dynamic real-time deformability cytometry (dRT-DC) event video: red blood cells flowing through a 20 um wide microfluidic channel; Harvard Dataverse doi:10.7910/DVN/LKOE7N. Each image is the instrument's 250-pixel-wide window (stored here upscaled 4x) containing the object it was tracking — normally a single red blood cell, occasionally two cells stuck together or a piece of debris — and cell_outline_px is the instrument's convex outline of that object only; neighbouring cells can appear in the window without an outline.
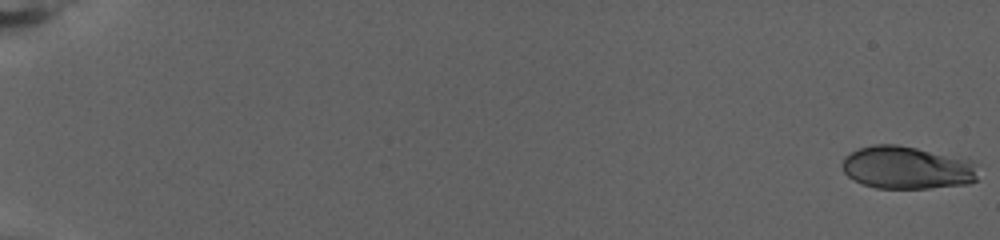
{"species": "human", "species_latin": "Homo sapiens", "temperature_condition": "warm", "stored_images_in_passage": 78, "camera_frame_rate_fps": 3000, "um_per_image_px": 0.085, "donor": {"sex": "female"}, "frame": {"image": 1, "passage_image": 1, "time_ms": 0.0, "image_size_px": [1000, 240], "cell_outline_px": [[976, 180], [968, 184], [928, 188], [876, 188], [864, 184], [848, 176], [844, 172], [844, 156], [860, 148], [872, 144], [896, 144], [968, 156], [976, 164]], "centroid_in_image_um": [77.19, 14.22], "position_along_channel_um": 7.8, "area_um2": 34.39}}
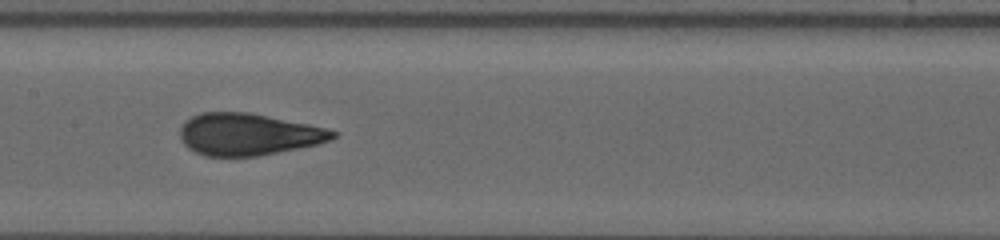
{"frame": {"image": 2, "passage_image": 43, "time_ms": 14.0, "image_size_px": [1000, 240], "cell_outline_px": [[336, 136], [332, 140], [320, 144], [256, 156], [204, 156], [188, 148], [180, 140], [180, 128], [184, 120], [200, 112], [248, 112], [308, 124], [324, 128], [336, 132]], "centroid_in_image_um": [21.06, 11.41], "position_along_channel_um": 186.3, "area_um2": 37.34}}
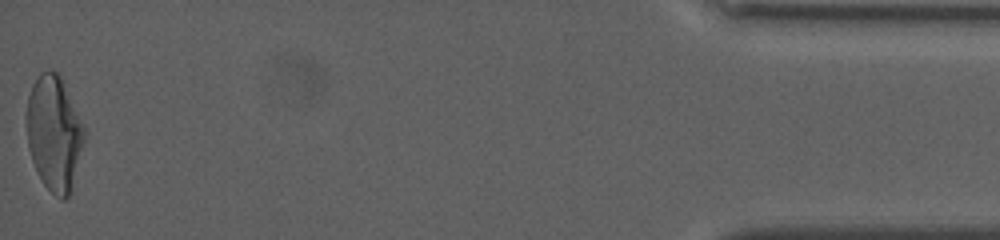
{"frame": {"image": 3, "passage_image": 78, "time_ms": 25.667, "image_size_px": [1000, 240], "cell_outline_px": [[88, 132], [72, 192], [64, 200], [60, 200], [44, 184], [32, 160], [28, 148], [24, 116], [28, 96], [32, 84], [40, 72], [60, 72]], "centroid_in_image_um": [4.64, 11.31], "position_along_channel_um": 430.6, "area_um2": 40.0}}